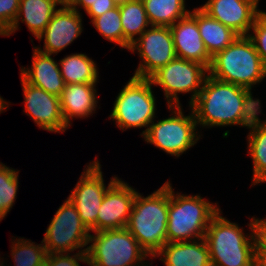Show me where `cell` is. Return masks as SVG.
Segmentation results:
<instances>
[{
    "instance_id": "cell-9",
    "label": "cell",
    "mask_w": 266,
    "mask_h": 266,
    "mask_svg": "<svg viewBox=\"0 0 266 266\" xmlns=\"http://www.w3.org/2000/svg\"><path fill=\"white\" fill-rule=\"evenodd\" d=\"M209 70L201 63L175 57L148 79L164 91L167 106H181L178 93H192L189 106L199 95Z\"/></svg>"
},
{
    "instance_id": "cell-1",
    "label": "cell",
    "mask_w": 266,
    "mask_h": 266,
    "mask_svg": "<svg viewBox=\"0 0 266 266\" xmlns=\"http://www.w3.org/2000/svg\"><path fill=\"white\" fill-rule=\"evenodd\" d=\"M252 94L247 88L208 74L199 95L189 107L202 128L231 125L248 128L262 112L261 101L254 99Z\"/></svg>"
},
{
    "instance_id": "cell-35",
    "label": "cell",
    "mask_w": 266,
    "mask_h": 266,
    "mask_svg": "<svg viewBox=\"0 0 266 266\" xmlns=\"http://www.w3.org/2000/svg\"><path fill=\"white\" fill-rule=\"evenodd\" d=\"M96 1L97 0H75L70 7L76 11L79 10V7L83 8L86 11Z\"/></svg>"
},
{
    "instance_id": "cell-34",
    "label": "cell",
    "mask_w": 266,
    "mask_h": 266,
    "mask_svg": "<svg viewBox=\"0 0 266 266\" xmlns=\"http://www.w3.org/2000/svg\"><path fill=\"white\" fill-rule=\"evenodd\" d=\"M116 6L117 4L113 0H97L85 12L91 19H93L95 17L101 16Z\"/></svg>"
},
{
    "instance_id": "cell-17",
    "label": "cell",
    "mask_w": 266,
    "mask_h": 266,
    "mask_svg": "<svg viewBox=\"0 0 266 266\" xmlns=\"http://www.w3.org/2000/svg\"><path fill=\"white\" fill-rule=\"evenodd\" d=\"M176 57L211 66L209 55L197 25V7L170 26Z\"/></svg>"
},
{
    "instance_id": "cell-30",
    "label": "cell",
    "mask_w": 266,
    "mask_h": 266,
    "mask_svg": "<svg viewBox=\"0 0 266 266\" xmlns=\"http://www.w3.org/2000/svg\"><path fill=\"white\" fill-rule=\"evenodd\" d=\"M249 37L252 39L256 51L266 66V12L262 11L251 28Z\"/></svg>"
},
{
    "instance_id": "cell-29",
    "label": "cell",
    "mask_w": 266,
    "mask_h": 266,
    "mask_svg": "<svg viewBox=\"0 0 266 266\" xmlns=\"http://www.w3.org/2000/svg\"><path fill=\"white\" fill-rule=\"evenodd\" d=\"M92 25L106 40L116 43L123 50V28L119 5L91 20Z\"/></svg>"
},
{
    "instance_id": "cell-15",
    "label": "cell",
    "mask_w": 266,
    "mask_h": 266,
    "mask_svg": "<svg viewBox=\"0 0 266 266\" xmlns=\"http://www.w3.org/2000/svg\"><path fill=\"white\" fill-rule=\"evenodd\" d=\"M82 26L80 10L61 6L37 38L40 41L44 39V48L41 49L39 46L35 48L45 54L57 55L81 35Z\"/></svg>"
},
{
    "instance_id": "cell-19",
    "label": "cell",
    "mask_w": 266,
    "mask_h": 266,
    "mask_svg": "<svg viewBox=\"0 0 266 266\" xmlns=\"http://www.w3.org/2000/svg\"><path fill=\"white\" fill-rule=\"evenodd\" d=\"M97 83L66 84L60 95L63 119L68 127L73 117L88 118L98 108Z\"/></svg>"
},
{
    "instance_id": "cell-23",
    "label": "cell",
    "mask_w": 266,
    "mask_h": 266,
    "mask_svg": "<svg viewBox=\"0 0 266 266\" xmlns=\"http://www.w3.org/2000/svg\"><path fill=\"white\" fill-rule=\"evenodd\" d=\"M119 10L123 28V48L129 50L130 45H132L151 24L142 0H131L120 4Z\"/></svg>"
},
{
    "instance_id": "cell-8",
    "label": "cell",
    "mask_w": 266,
    "mask_h": 266,
    "mask_svg": "<svg viewBox=\"0 0 266 266\" xmlns=\"http://www.w3.org/2000/svg\"><path fill=\"white\" fill-rule=\"evenodd\" d=\"M168 109L172 110L173 115L156 122L153 120L143 138L145 142L153 144L167 154L179 157L194 146L201 136L198 135V124L192 108L187 116L184 115L181 106H168Z\"/></svg>"
},
{
    "instance_id": "cell-10",
    "label": "cell",
    "mask_w": 266,
    "mask_h": 266,
    "mask_svg": "<svg viewBox=\"0 0 266 266\" xmlns=\"http://www.w3.org/2000/svg\"><path fill=\"white\" fill-rule=\"evenodd\" d=\"M90 235L75 205L67 198L54 214L42 242L47 253H71L80 248L86 252Z\"/></svg>"
},
{
    "instance_id": "cell-12",
    "label": "cell",
    "mask_w": 266,
    "mask_h": 266,
    "mask_svg": "<svg viewBox=\"0 0 266 266\" xmlns=\"http://www.w3.org/2000/svg\"><path fill=\"white\" fill-rule=\"evenodd\" d=\"M85 168L68 198L75 205L80 219L90 230L96 224L98 210L105 193L119 178L112 176L106 187L98 158L88 163Z\"/></svg>"
},
{
    "instance_id": "cell-14",
    "label": "cell",
    "mask_w": 266,
    "mask_h": 266,
    "mask_svg": "<svg viewBox=\"0 0 266 266\" xmlns=\"http://www.w3.org/2000/svg\"><path fill=\"white\" fill-rule=\"evenodd\" d=\"M22 90L26 115L43 130L63 133L69 127L66 125L60 106V97L27 83L22 77Z\"/></svg>"
},
{
    "instance_id": "cell-37",
    "label": "cell",
    "mask_w": 266,
    "mask_h": 266,
    "mask_svg": "<svg viewBox=\"0 0 266 266\" xmlns=\"http://www.w3.org/2000/svg\"><path fill=\"white\" fill-rule=\"evenodd\" d=\"M9 105H10V102L5 101V99H3V97L0 96V114L3 111H5L6 108L8 109Z\"/></svg>"
},
{
    "instance_id": "cell-26",
    "label": "cell",
    "mask_w": 266,
    "mask_h": 266,
    "mask_svg": "<svg viewBox=\"0 0 266 266\" xmlns=\"http://www.w3.org/2000/svg\"><path fill=\"white\" fill-rule=\"evenodd\" d=\"M149 22L153 26L170 27L187 16L185 0H142Z\"/></svg>"
},
{
    "instance_id": "cell-3",
    "label": "cell",
    "mask_w": 266,
    "mask_h": 266,
    "mask_svg": "<svg viewBox=\"0 0 266 266\" xmlns=\"http://www.w3.org/2000/svg\"><path fill=\"white\" fill-rule=\"evenodd\" d=\"M221 210L211 219L205 234L212 266H254V220L250 218V233L221 216Z\"/></svg>"
},
{
    "instance_id": "cell-18",
    "label": "cell",
    "mask_w": 266,
    "mask_h": 266,
    "mask_svg": "<svg viewBox=\"0 0 266 266\" xmlns=\"http://www.w3.org/2000/svg\"><path fill=\"white\" fill-rule=\"evenodd\" d=\"M31 68H20V76L29 84L60 97L65 88L59 64L51 54H45L33 47Z\"/></svg>"
},
{
    "instance_id": "cell-7",
    "label": "cell",
    "mask_w": 266,
    "mask_h": 266,
    "mask_svg": "<svg viewBox=\"0 0 266 266\" xmlns=\"http://www.w3.org/2000/svg\"><path fill=\"white\" fill-rule=\"evenodd\" d=\"M152 86L149 79L132 76L118 93L108 118L113 119L123 131L147 127L140 134L143 136L156 117V98Z\"/></svg>"
},
{
    "instance_id": "cell-2",
    "label": "cell",
    "mask_w": 266,
    "mask_h": 266,
    "mask_svg": "<svg viewBox=\"0 0 266 266\" xmlns=\"http://www.w3.org/2000/svg\"><path fill=\"white\" fill-rule=\"evenodd\" d=\"M168 209L169 181L146 197L137 192L134 199L126 228L150 260L167 243Z\"/></svg>"
},
{
    "instance_id": "cell-13",
    "label": "cell",
    "mask_w": 266,
    "mask_h": 266,
    "mask_svg": "<svg viewBox=\"0 0 266 266\" xmlns=\"http://www.w3.org/2000/svg\"><path fill=\"white\" fill-rule=\"evenodd\" d=\"M137 192L120 178L107 190L90 232L127 227Z\"/></svg>"
},
{
    "instance_id": "cell-33",
    "label": "cell",
    "mask_w": 266,
    "mask_h": 266,
    "mask_svg": "<svg viewBox=\"0 0 266 266\" xmlns=\"http://www.w3.org/2000/svg\"><path fill=\"white\" fill-rule=\"evenodd\" d=\"M254 220V236H255V252L266 254V219L255 218Z\"/></svg>"
},
{
    "instance_id": "cell-25",
    "label": "cell",
    "mask_w": 266,
    "mask_h": 266,
    "mask_svg": "<svg viewBox=\"0 0 266 266\" xmlns=\"http://www.w3.org/2000/svg\"><path fill=\"white\" fill-rule=\"evenodd\" d=\"M59 61L60 72L65 84L98 82L97 64L86 54H70Z\"/></svg>"
},
{
    "instance_id": "cell-32",
    "label": "cell",
    "mask_w": 266,
    "mask_h": 266,
    "mask_svg": "<svg viewBox=\"0 0 266 266\" xmlns=\"http://www.w3.org/2000/svg\"><path fill=\"white\" fill-rule=\"evenodd\" d=\"M20 0H0V36L14 23L19 10Z\"/></svg>"
},
{
    "instance_id": "cell-36",
    "label": "cell",
    "mask_w": 266,
    "mask_h": 266,
    "mask_svg": "<svg viewBox=\"0 0 266 266\" xmlns=\"http://www.w3.org/2000/svg\"><path fill=\"white\" fill-rule=\"evenodd\" d=\"M254 266H266L265 253H254Z\"/></svg>"
},
{
    "instance_id": "cell-22",
    "label": "cell",
    "mask_w": 266,
    "mask_h": 266,
    "mask_svg": "<svg viewBox=\"0 0 266 266\" xmlns=\"http://www.w3.org/2000/svg\"><path fill=\"white\" fill-rule=\"evenodd\" d=\"M197 25L201 38L211 57L227 48L239 36L231 28L197 8Z\"/></svg>"
},
{
    "instance_id": "cell-31",
    "label": "cell",
    "mask_w": 266,
    "mask_h": 266,
    "mask_svg": "<svg viewBox=\"0 0 266 266\" xmlns=\"http://www.w3.org/2000/svg\"><path fill=\"white\" fill-rule=\"evenodd\" d=\"M79 262L88 265L87 253L81 252L71 255L70 253H48L45 266H81Z\"/></svg>"
},
{
    "instance_id": "cell-5",
    "label": "cell",
    "mask_w": 266,
    "mask_h": 266,
    "mask_svg": "<svg viewBox=\"0 0 266 266\" xmlns=\"http://www.w3.org/2000/svg\"><path fill=\"white\" fill-rule=\"evenodd\" d=\"M169 181L167 243L205 237L211 219L221 210L200 195L177 193Z\"/></svg>"
},
{
    "instance_id": "cell-20",
    "label": "cell",
    "mask_w": 266,
    "mask_h": 266,
    "mask_svg": "<svg viewBox=\"0 0 266 266\" xmlns=\"http://www.w3.org/2000/svg\"><path fill=\"white\" fill-rule=\"evenodd\" d=\"M159 256L165 266H212L205 238L166 243L153 258Z\"/></svg>"
},
{
    "instance_id": "cell-27",
    "label": "cell",
    "mask_w": 266,
    "mask_h": 266,
    "mask_svg": "<svg viewBox=\"0 0 266 266\" xmlns=\"http://www.w3.org/2000/svg\"><path fill=\"white\" fill-rule=\"evenodd\" d=\"M11 257L14 266H44L47 250L43 242L36 244L31 240L16 238L11 240Z\"/></svg>"
},
{
    "instance_id": "cell-39",
    "label": "cell",
    "mask_w": 266,
    "mask_h": 266,
    "mask_svg": "<svg viewBox=\"0 0 266 266\" xmlns=\"http://www.w3.org/2000/svg\"><path fill=\"white\" fill-rule=\"evenodd\" d=\"M117 5L123 4L125 2L131 1V0H113Z\"/></svg>"
},
{
    "instance_id": "cell-38",
    "label": "cell",
    "mask_w": 266,
    "mask_h": 266,
    "mask_svg": "<svg viewBox=\"0 0 266 266\" xmlns=\"http://www.w3.org/2000/svg\"><path fill=\"white\" fill-rule=\"evenodd\" d=\"M75 0H56V2L61 6H67L70 7Z\"/></svg>"
},
{
    "instance_id": "cell-11",
    "label": "cell",
    "mask_w": 266,
    "mask_h": 266,
    "mask_svg": "<svg viewBox=\"0 0 266 266\" xmlns=\"http://www.w3.org/2000/svg\"><path fill=\"white\" fill-rule=\"evenodd\" d=\"M130 51L141 59L133 77L149 78L176 57L171 28L151 25L130 45Z\"/></svg>"
},
{
    "instance_id": "cell-24",
    "label": "cell",
    "mask_w": 266,
    "mask_h": 266,
    "mask_svg": "<svg viewBox=\"0 0 266 266\" xmlns=\"http://www.w3.org/2000/svg\"><path fill=\"white\" fill-rule=\"evenodd\" d=\"M248 152L253 163L252 186L266 182V120L257 117L248 127Z\"/></svg>"
},
{
    "instance_id": "cell-6",
    "label": "cell",
    "mask_w": 266,
    "mask_h": 266,
    "mask_svg": "<svg viewBox=\"0 0 266 266\" xmlns=\"http://www.w3.org/2000/svg\"><path fill=\"white\" fill-rule=\"evenodd\" d=\"M89 266H150L149 255L127 228L94 232L89 237ZM149 263V264H148Z\"/></svg>"
},
{
    "instance_id": "cell-21",
    "label": "cell",
    "mask_w": 266,
    "mask_h": 266,
    "mask_svg": "<svg viewBox=\"0 0 266 266\" xmlns=\"http://www.w3.org/2000/svg\"><path fill=\"white\" fill-rule=\"evenodd\" d=\"M56 0H20L17 17L12 26L2 35L9 37L18 30L20 21L27 25L28 30L34 37L43 32L59 9Z\"/></svg>"
},
{
    "instance_id": "cell-16",
    "label": "cell",
    "mask_w": 266,
    "mask_h": 266,
    "mask_svg": "<svg viewBox=\"0 0 266 266\" xmlns=\"http://www.w3.org/2000/svg\"><path fill=\"white\" fill-rule=\"evenodd\" d=\"M260 0H208L200 8L210 17L238 35H249L257 16Z\"/></svg>"
},
{
    "instance_id": "cell-4",
    "label": "cell",
    "mask_w": 266,
    "mask_h": 266,
    "mask_svg": "<svg viewBox=\"0 0 266 266\" xmlns=\"http://www.w3.org/2000/svg\"><path fill=\"white\" fill-rule=\"evenodd\" d=\"M209 75L252 91L266 77V66L248 35H239L212 57Z\"/></svg>"
},
{
    "instance_id": "cell-28",
    "label": "cell",
    "mask_w": 266,
    "mask_h": 266,
    "mask_svg": "<svg viewBox=\"0 0 266 266\" xmlns=\"http://www.w3.org/2000/svg\"><path fill=\"white\" fill-rule=\"evenodd\" d=\"M19 171L0 162V222L15 204L19 186Z\"/></svg>"
}]
</instances>
